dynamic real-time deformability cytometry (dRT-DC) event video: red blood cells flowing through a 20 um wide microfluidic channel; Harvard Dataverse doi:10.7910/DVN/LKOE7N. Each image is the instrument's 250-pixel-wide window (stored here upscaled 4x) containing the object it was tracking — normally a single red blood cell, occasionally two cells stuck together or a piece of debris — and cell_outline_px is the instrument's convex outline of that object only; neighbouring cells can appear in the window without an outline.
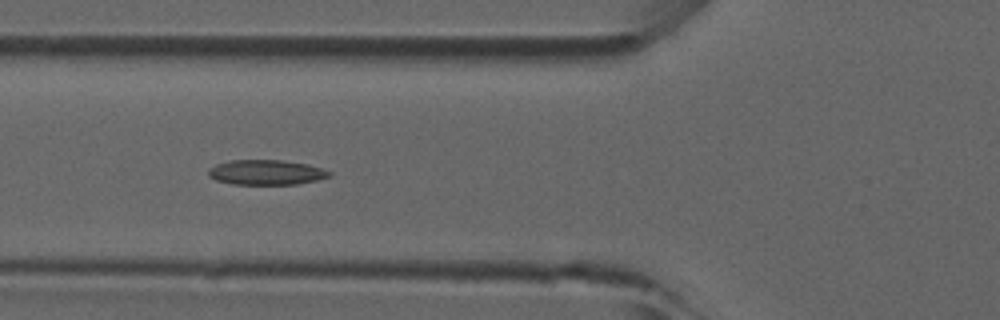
{"species": "common noctule bat (a hibernating species)", "species_latin": "Nyctalus noctula", "temperature_condition": "room temperature", "stored_images_in_passage": 44, "camera_frame_rate_fps": 3000, "um_per_image_px": 0.085, "animal": {"sex": "male", "forearm_length_mm": 52.5}, "frame": {"image": 1, "passage_image": 13, "time_ms": 4.0, "image_size_px": [1000, 320], "cell_outline_px": [[332, 176], [316, 180], [296, 184], [232, 184], [216, 180], [208, 176], [208, 172], [216, 164], [232, 160], [280, 160], [308, 164], [332, 172]], "centroid_in_image_um": [22.64, 14.65], "position_along_channel_um": 103.2, "area_um2": 17.46}}